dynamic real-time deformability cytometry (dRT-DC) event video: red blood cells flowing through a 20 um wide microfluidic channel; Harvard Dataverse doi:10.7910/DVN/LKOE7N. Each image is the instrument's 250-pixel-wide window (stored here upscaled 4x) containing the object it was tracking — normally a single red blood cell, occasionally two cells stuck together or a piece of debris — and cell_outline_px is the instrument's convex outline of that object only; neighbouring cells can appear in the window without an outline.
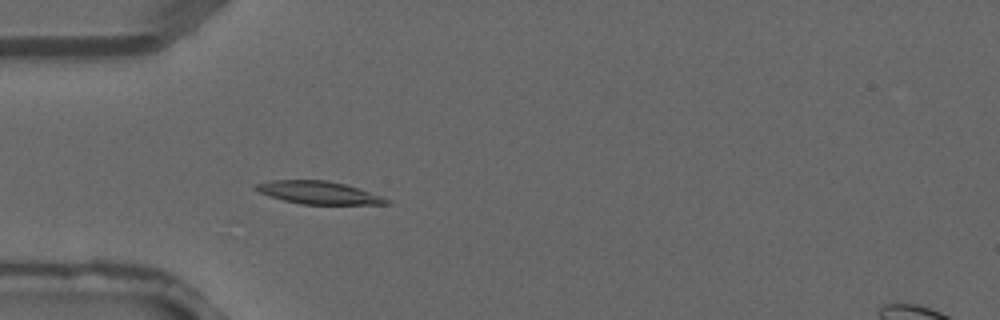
{"species": "common noctule bat (a hibernating species)", "species_latin": "Nyctalus noctula", "temperature_condition": "warm", "stored_images_in_passage": 3, "camera_frame_rate_fps": 3000, "um_per_image_px": 0.085, "animal": {"sex": "male", "forearm_length_mm": 52.5}, "frame": {"image": 1, "passage_image": 3, "time_ms": 0.667, "image_size_px": [1000, 320], "cell_outline_px": [[392, 204], [300, 204], [284, 200], [260, 192], [252, 188], [256, 184], [272, 180], [328, 180], [344, 184], [392, 200]], "centroid_in_image_um": [27.08, 16.37], "position_along_channel_um": 57.9, "area_um2": 17.05}}